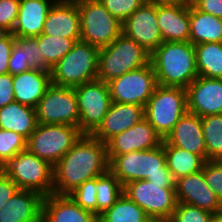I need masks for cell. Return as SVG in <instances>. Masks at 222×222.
Returning a JSON list of instances; mask_svg holds the SVG:
<instances>
[{"label":"cell","mask_w":222,"mask_h":222,"mask_svg":"<svg viewBox=\"0 0 222 222\" xmlns=\"http://www.w3.org/2000/svg\"><path fill=\"white\" fill-rule=\"evenodd\" d=\"M168 222H213V214L192 205L178 203Z\"/></svg>","instance_id":"cell-37"},{"label":"cell","mask_w":222,"mask_h":222,"mask_svg":"<svg viewBox=\"0 0 222 222\" xmlns=\"http://www.w3.org/2000/svg\"><path fill=\"white\" fill-rule=\"evenodd\" d=\"M99 49L83 41L73 48L51 69V84L75 88L97 79Z\"/></svg>","instance_id":"cell-5"},{"label":"cell","mask_w":222,"mask_h":222,"mask_svg":"<svg viewBox=\"0 0 222 222\" xmlns=\"http://www.w3.org/2000/svg\"><path fill=\"white\" fill-rule=\"evenodd\" d=\"M53 194L68 195L83 182L109 170L107 145L83 134L53 166Z\"/></svg>","instance_id":"cell-1"},{"label":"cell","mask_w":222,"mask_h":222,"mask_svg":"<svg viewBox=\"0 0 222 222\" xmlns=\"http://www.w3.org/2000/svg\"><path fill=\"white\" fill-rule=\"evenodd\" d=\"M18 190V186L0 169V210Z\"/></svg>","instance_id":"cell-43"},{"label":"cell","mask_w":222,"mask_h":222,"mask_svg":"<svg viewBox=\"0 0 222 222\" xmlns=\"http://www.w3.org/2000/svg\"><path fill=\"white\" fill-rule=\"evenodd\" d=\"M157 22L163 42H189V3L157 6Z\"/></svg>","instance_id":"cell-23"},{"label":"cell","mask_w":222,"mask_h":222,"mask_svg":"<svg viewBox=\"0 0 222 222\" xmlns=\"http://www.w3.org/2000/svg\"><path fill=\"white\" fill-rule=\"evenodd\" d=\"M42 34L80 38L77 0H56L45 18Z\"/></svg>","instance_id":"cell-20"},{"label":"cell","mask_w":222,"mask_h":222,"mask_svg":"<svg viewBox=\"0 0 222 222\" xmlns=\"http://www.w3.org/2000/svg\"><path fill=\"white\" fill-rule=\"evenodd\" d=\"M97 177L83 182L73 190L70 198L82 209L92 212L97 216Z\"/></svg>","instance_id":"cell-35"},{"label":"cell","mask_w":222,"mask_h":222,"mask_svg":"<svg viewBox=\"0 0 222 222\" xmlns=\"http://www.w3.org/2000/svg\"><path fill=\"white\" fill-rule=\"evenodd\" d=\"M27 149V139L11 130L0 129V169L19 152Z\"/></svg>","instance_id":"cell-34"},{"label":"cell","mask_w":222,"mask_h":222,"mask_svg":"<svg viewBox=\"0 0 222 222\" xmlns=\"http://www.w3.org/2000/svg\"><path fill=\"white\" fill-rule=\"evenodd\" d=\"M112 102L145 107L157 86L151 62L108 82Z\"/></svg>","instance_id":"cell-13"},{"label":"cell","mask_w":222,"mask_h":222,"mask_svg":"<svg viewBox=\"0 0 222 222\" xmlns=\"http://www.w3.org/2000/svg\"><path fill=\"white\" fill-rule=\"evenodd\" d=\"M189 20L193 45L222 42V18L197 10L189 2Z\"/></svg>","instance_id":"cell-27"},{"label":"cell","mask_w":222,"mask_h":222,"mask_svg":"<svg viewBox=\"0 0 222 222\" xmlns=\"http://www.w3.org/2000/svg\"><path fill=\"white\" fill-rule=\"evenodd\" d=\"M166 165L176 180L202 170L205 160L200 156L172 145H164Z\"/></svg>","instance_id":"cell-28"},{"label":"cell","mask_w":222,"mask_h":222,"mask_svg":"<svg viewBox=\"0 0 222 222\" xmlns=\"http://www.w3.org/2000/svg\"><path fill=\"white\" fill-rule=\"evenodd\" d=\"M10 32L0 27V41L3 40Z\"/></svg>","instance_id":"cell-48"},{"label":"cell","mask_w":222,"mask_h":222,"mask_svg":"<svg viewBox=\"0 0 222 222\" xmlns=\"http://www.w3.org/2000/svg\"><path fill=\"white\" fill-rule=\"evenodd\" d=\"M151 218L124 193L112 207L98 216V222H150Z\"/></svg>","instance_id":"cell-30"},{"label":"cell","mask_w":222,"mask_h":222,"mask_svg":"<svg viewBox=\"0 0 222 222\" xmlns=\"http://www.w3.org/2000/svg\"><path fill=\"white\" fill-rule=\"evenodd\" d=\"M35 110L39 124H61L78 127V100L74 88L51 84Z\"/></svg>","instance_id":"cell-12"},{"label":"cell","mask_w":222,"mask_h":222,"mask_svg":"<svg viewBox=\"0 0 222 222\" xmlns=\"http://www.w3.org/2000/svg\"><path fill=\"white\" fill-rule=\"evenodd\" d=\"M162 143L200 155L207 161V151L201 126V118L196 114L187 111L163 139Z\"/></svg>","instance_id":"cell-18"},{"label":"cell","mask_w":222,"mask_h":222,"mask_svg":"<svg viewBox=\"0 0 222 222\" xmlns=\"http://www.w3.org/2000/svg\"><path fill=\"white\" fill-rule=\"evenodd\" d=\"M148 4L155 6H174L189 3V0H147Z\"/></svg>","instance_id":"cell-46"},{"label":"cell","mask_w":222,"mask_h":222,"mask_svg":"<svg viewBox=\"0 0 222 222\" xmlns=\"http://www.w3.org/2000/svg\"><path fill=\"white\" fill-rule=\"evenodd\" d=\"M123 192L151 220L168 222L178 204L175 188H163V184H151L148 180L129 182L123 187Z\"/></svg>","instance_id":"cell-10"},{"label":"cell","mask_w":222,"mask_h":222,"mask_svg":"<svg viewBox=\"0 0 222 222\" xmlns=\"http://www.w3.org/2000/svg\"><path fill=\"white\" fill-rule=\"evenodd\" d=\"M163 138L155 131L145 117L131 128L115 135L107 143V157L110 162L115 156L159 147Z\"/></svg>","instance_id":"cell-15"},{"label":"cell","mask_w":222,"mask_h":222,"mask_svg":"<svg viewBox=\"0 0 222 222\" xmlns=\"http://www.w3.org/2000/svg\"><path fill=\"white\" fill-rule=\"evenodd\" d=\"M122 33L151 54L163 42L157 22V6L144 3L122 23Z\"/></svg>","instance_id":"cell-14"},{"label":"cell","mask_w":222,"mask_h":222,"mask_svg":"<svg viewBox=\"0 0 222 222\" xmlns=\"http://www.w3.org/2000/svg\"><path fill=\"white\" fill-rule=\"evenodd\" d=\"M38 122L33 107L12 102L0 108V129L19 133L26 139L34 132Z\"/></svg>","instance_id":"cell-26"},{"label":"cell","mask_w":222,"mask_h":222,"mask_svg":"<svg viewBox=\"0 0 222 222\" xmlns=\"http://www.w3.org/2000/svg\"><path fill=\"white\" fill-rule=\"evenodd\" d=\"M109 170L123 187L132 181L148 180L151 184H163V188H175L163 143L154 149L117 155L109 162Z\"/></svg>","instance_id":"cell-2"},{"label":"cell","mask_w":222,"mask_h":222,"mask_svg":"<svg viewBox=\"0 0 222 222\" xmlns=\"http://www.w3.org/2000/svg\"><path fill=\"white\" fill-rule=\"evenodd\" d=\"M202 170L207 186L222 202V160H207Z\"/></svg>","instance_id":"cell-39"},{"label":"cell","mask_w":222,"mask_h":222,"mask_svg":"<svg viewBox=\"0 0 222 222\" xmlns=\"http://www.w3.org/2000/svg\"><path fill=\"white\" fill-rule=\"evenodd\" d=\"M150 222H167V221H163V220H151Z\"/></svg>","instance_id":"cell-49"},{"label":"cell","mask_w":222,"mask_h":222,"mask_svg":"<svg viewBox=\"0 0 222 222\" xmlns=\"http://www.w3.org/2000/svg\"><path fill=\"white\" fill-rule=\"evenodd\" d=\"M1 170L19 189L36 191L44 197L53 194V166L28 149L19 152Z\"/></svg>","instance_id":"cell-7"},{"label":"cell","mask_w":222,"mask_h":222,"mask_svg":"<svg viewBox=\"0 0 222 222\" xmlns=\"http://www.w3.org/2000/svg\"><path fill=\"white\" fill-rule=\"evenodd\" d=\"M213 221L222 222V209L219 210L217 213L213 214Z\"/></svg>","instance_id":"cell-47"},{"label":"cell","mask_w":222,"mask_h":222,"mask_svg":"<svg viewBox=\"0 0 222 222\" xmlns=\"http://www.w3.org/2000/svg\"><path fill=\"white\" fill-rule=\"evenodd\" d=\"M42 222H98V217L82 209L69 195L50 194L43 200Z\"/></svg>","instance_id":"cell-22"},{"label":"cell","mask_w":222,"mask_h":222,"mask_svg":"<svg viewBox=\"0 0 222 222\" xmlns=\"http://www.w3.org/2000/svg\"><path fill=\"white\" fill-rule=\"evenodd\" d=\"M178 203H185L209 211L212 214L222 209V202L207 186L203 170L175 180Z\"/></svg>","instance_id":"cell-17"},{"label":"cell","mask_w":222,"mask_h":222,"mask_svg":"<svg viewBox=\"0 0 222 222\" xmlns=\"http://www.w3.org/2000/svg\"><path fill=\"white\" fill-rule=\"evenodd\" d=\"M56 0H20L18 18L12 31L18 37H37L44 28L45 18Z\"/></svg>","instance_id":"cell-24"},{"label":"cell","mask_w":222,"mask_h":222,"mask_svg":"<svg viewBox=\"0 0 222 222\" xmlns=\"http://www.w3.org/2000/svg\"><path fill=\"white\" fill-rule=\"evenodd\" d=\"M15 43L25 50L28 65L31 69L41 70L43 72H51L44 59L40 55L37 37H18L15 36Z\"/></svg>","instance_id":"cell-36"},{"label":"cell","mask_w":222,"mask_h":222,"mask_svg":"<svg viewBox=\"0 0 222 222\" xmlns=\"http://www.w3.org/2000/svg\"><path fill=\"white\" fill-rule=\"evenodd\" d=\"M207 160H222V114L201 117Z\"/></svg>","instance_id":"cell-32"},{"label":"cell","mask_w":222,"mask_h":222,"mask_svg":"<svg viewBox=\"0 0 222 222\" xmlns=\"http://www.w3.org/2000/svg\"><path fill=\"white\" fill-rule=\"evenodd\" d=\"M198 76L222 79V42L194 45Z\"/></svg>","instance_id":"cell-29"},{"label":"cell","mask_w":222,"mask_h":222,"mask_svg":"<svg viewBox=\"0 0 222 222\" xmlns=\"http://www.w3.org/2000/svg\"><path fill=\"white\" fill-rule=\"evenodd\" d=\"M82 135L76 126L38 123L27 139V149L54 166Z\"/></svg>","instance_id":"cell-9"},{"label":"cell","mask_w":222,"mask_h":222,"mask_svg":"<svg viewBox=\"0 0 222 222\" xmlns=\"http://www.w3.org/2000/svg\"><path fill=\"white\" fill-rule=\"evenodd\" d=\"M25 50H22L16 43L14 44L9 58L8 70L11 75H17L30 70Z\"/></svg>","instance_id":"cell-41"},{"label":"cell","mask_w":222,"mask_h":222,"mask_svg":"<svg viewBox=\"0 0 222 222\" xmlns=\"http://www.w3.org/2000/svg\"><path fill=\"white\" fill-rule=\"evenodd\" d=\"M197 10L222 18V0H189Z\"/></svg>","instance_id":"cell-45"},{"label":"cell","mask_w":222,"mask_h":222,"mask_svg":"<svg viewBox=\"0 0 222 222\" xmlns=\"http://www.w3.org/2000/svg\"><path fill=\"white\" fill-rule=\"evenodd\" d=\"M20 0H0V27L12 33L17 18Z\"/></svg>","instance_id":"cell-40"},{"label":"cell","mask_w":222,"mask_h":222,"mask_svg":"<svg viewBox=\"0 0 222 222\" xmlns=\"http://www.w3.org/2000/svg\"><path fill=\"white\" fill-rule=\"evenodd\" d=\"M150 63V53L121 33L110 45L99 49L97 79L105 83Z\"/></svg>","instance_id":"cell-4"},{"label":"cell","mask_w":222,"mask_h":222,"mask_svg":"<svg viewBox=\"0 0 222 222\" xmlns=\"http://www.w3.org/2000/svg\"><path fill=\"white\" fill-rule=\"evenodd\" d=\"M97 217L114 205L118 198L124 193L123 185L108 170L97 177Z\"/></svg>","instance_id":"cell-33"},{"label":"cell","mask_w":222,"mask_h":222,"mask_svg":"<svg viewBox=\"0 0 222 222\" xmlns=\"http://www.w3.org/2000/svg\"><path fill=\"white\" fill-rule=\"evenodd\" d=\"M143 118V106L112 102L102 123L91 135L107 143L115 135L131 128Z\"/></svg>","instance_id":"cell-19"},{"label":"cell","mask_w":222,"mask_h":222,"mask_svg":"<svg viewBox=\"0 0 222 222\" xmlns=\"http://www.w3.org/2000/svg\"><path fill=\"white\" fill-rule=\"evenodd\" d=\"M186 93L188 112L200 118L222 114V79L197 76Z\"/></svg>","instance_id":"cell-16"},{"label":"cell","mask_w":222,"mask_h":222,"mask_svg":"<svg viewBox=\"0 0 222 222\" xmlns=\"http://www.w3.org/2000/svg\"><path fill=\"white\" fill-rule=\"evenodd\" d=\"M100 2L121 23L145 3L144 0H100Z\"/></svg>","instance_id":"cell-38"},{"label":"cell","mask_w":222,"mask_h":222,"mask_svg":"<svg viewBox=\"0 0 222 222\" xmlns=\"http://www.w3.org/2000/svg\"><path fill=\"white\" fill-rule=\"evenodd\" d=\"M44 196L19 189L0 210V222H42Z\"/></svg>","instance_id":"cell-21"},{"label":"cell","mask_w":222,"mask_h":222,"mask_svg":"<svg viewBox=\"0 0 222 222\" xmlns=\"http://www.w3.org/2000/svg\"><path fill=\"white\" fill-rule=\"evenodd\" d=\"M51 85V72L30 69L13 76V92L16 102L33 108Z\"/></svg>","instance_id":"cell-25"},{"label":"cell","mask_w":222,"mask_h":222,"mask_svg":"<svg viewBox=\"0 0 222 222\" xmlns=\"http://www.w3.org/2000/svg\"><path fill=\"white\" fill-rule=\"evenodd\" d=\"M187 111L186 89L157 85L144 107V117L164 139Z\"/></svg>","instance_id":"cell-6"},{"label":"cell","mask_w":222,"mask_h":222,"mask_svg":"<svg viewBox=\"0 0 222 222\" xmlns=\"http://www.w3.org/2000/svg\"><path fill=\"white\" fill-rule=\"evenodd\" d=\"M78 100V128L91 135L102 123L112 103L108 83L93 80L74 88Z\"/></svg>","instance_id":"cell-11"},{"label":"cell","mask_w":222,"mask_h":222,"mask_svg":"<svg viewBox=\"0 0 222 222\" xmlns=\"http://www.w3.org/2000/svg\"><path fill=\"white\" fill-rule=\"evenodd\" d=\"M80 15V41L101 49L121 33L122 23L114 18L100 0H77Z\"/></svg>","instance_id":"cell-8"},{"label":"cell","mask_w":222,"mask_h":222,"mask_svg":"<svg viewBox=\"0 0 222 222\" xmlns=\"http://www.w3.org/2000/svg\"><path fill=\"white\" fill-rule=\"evenodd\" d=\"M14 44L15 36L12 33L0 41V75L9 73V58Z\"/></svg>","instance_id":"cell-42"},{"label":"cell","mask_w":222,"mask_h":222,"mask_svg":"<svg viewBox=\"0 0 222 222\" xmlns=\"http://www.w3.org/2000/svg\"><path fill=\"white\" fill-rule=\"evenodd\" d=\"M157 85L186 89L198 76L191 42H162L151 54Z\"/></svg>","instance_id":"cell-3"},{"label":"cell","mask_w":222,"mask_h":222,"mask_svg":"<svg viewBox=\"0 0 222 222\" xmlns=\"http://www.w3.org/2000/svg\"><path fill=\"white\" fill-rule=\"evenodd\" d=\"M40 55L52 69L75 45L80 38H65L40 34L37 36Z\"/></svg>","instance_id":"cell-31"},{"label":"cell","mask_w":222,"mask_h":222,"mask_svg":"<svg viewBox=\"0 0 222 222\" xmlns=\"http://www.w3.org/2000/svg\"><path fill=\"white\" fill-rule=\"evenodd\" d=\"M15 101L13 92V75H0V108Z\"/></svg>","instance_id":"cell-44"}]
</instances>
